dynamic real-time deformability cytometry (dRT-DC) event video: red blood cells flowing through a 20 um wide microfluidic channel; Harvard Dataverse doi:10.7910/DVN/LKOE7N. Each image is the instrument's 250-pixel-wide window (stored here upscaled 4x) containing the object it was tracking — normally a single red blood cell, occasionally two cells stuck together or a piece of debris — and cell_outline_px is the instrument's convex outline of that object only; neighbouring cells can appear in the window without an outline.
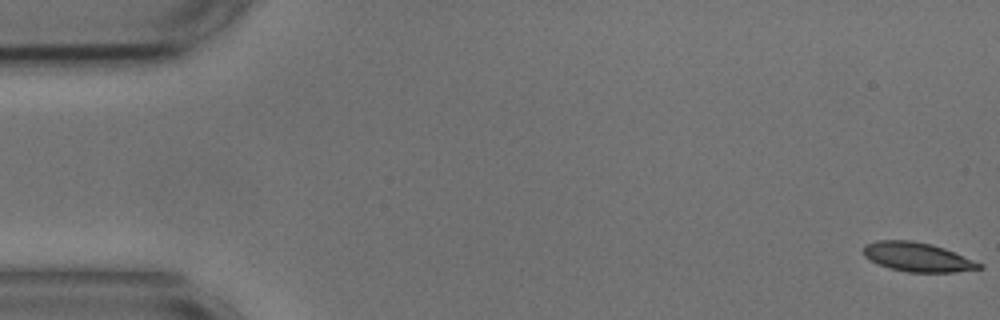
{"species": "common noctule bat (a hibernating species)", "species_latin": "Nyctalus noctula", "temperature_condition": "cold", "stored_images_in_passage": 14, "camera_frame_rate_fps": 3000, "um_per_image_px": 0.085, "animal": {"sex": "male", "body_mass_g": 17.9, "forearm_length_mm": 54.2}, "frame": {"image": 1, "passage_image": 1, "time_ms": 0.0, "image_size_px": [1000, 320], "cell_outline_px": [[984, 268], [956, 272], [908, 272], [876, 264], [864, 256], [864, 244], [876, 240], [912, 240], [932, 244], [944, 248], [984, 264]], "centroid_in_image_um": [77.99, 21.84], "position_along_channel_um": 7.0, "area_um2": 19.77}}